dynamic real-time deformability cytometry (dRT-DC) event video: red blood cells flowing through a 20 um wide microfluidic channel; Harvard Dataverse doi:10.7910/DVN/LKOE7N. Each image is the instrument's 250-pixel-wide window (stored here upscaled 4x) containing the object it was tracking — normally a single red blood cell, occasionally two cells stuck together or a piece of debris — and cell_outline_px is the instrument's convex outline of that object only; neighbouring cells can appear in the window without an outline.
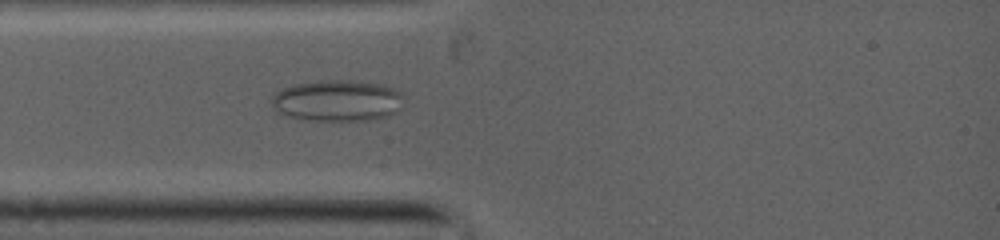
{"species": "common noctule bat (a hibernating species)", "species_latin": "Nyctalus noctula", "temperature_condition": "warm", "stored_images_in_passage": 38, "camera_frame_rate_fps": 5000, "um_per_image_px": 0.085, "animal": {"sex": "female", "body_mass_g": 19.0, "forearm_length_mm": 53.3}, "frame": {"image": 1, "passage_image": 11, "time_ms": 2.6, "image_size_px": [1000, 240], "cell_outline_px": [[396, 112], [384, 116], [364, 120], [312, 120], [288, 116], [280, 112], [272, 104], [272, 96], [276, 92], [284, 88], [300, 84], [348, 80], [384, 84], [392, 88], [396, 92]], "centroid_in_image_um": [28.59, 8.56], "position_along_channel_um": 56.4, "area_um2": 30.11}}
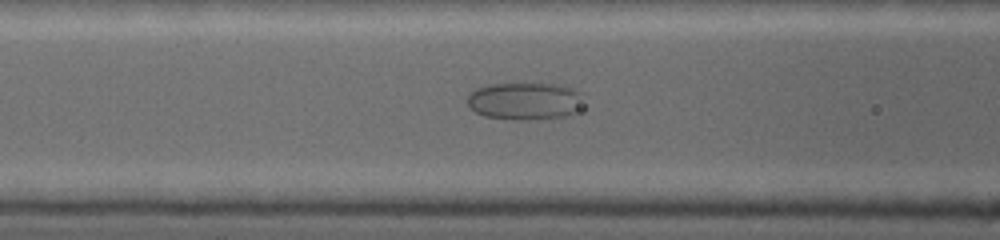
{"frame": {"image": 2, "passage_image": 18, "time_ms": 4.2, "image_size_px": [1000, 240], "cell_outline_px": [[576, 92], [572, 112], [564, 116], [488, 116], [476, 112], [468, 104], [468, 96], [472, 92], [480, 88], [496, 84], [544, 84], [564, 88]], "centroid_in_image_um": [44.4, 8.54], "position_along_channel_um": 122.2, "area_um2": 22.14}}
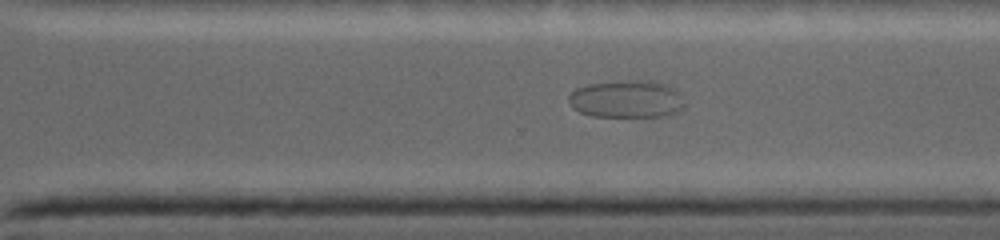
{"frame": {"image": 3, "passage_image": 37, "time_ms": 9.0, "image_size_px": [1000, 240], "cell_outline_px": [[684, 104], [680, 108], [672, 112], [660, 116], [592, 116], [580, 112], [572, 104], [568, 96], [576, 88], [592, 84], [660, 84], [668, 88]], "centroid_in_image_um": [53.12, 8.51], "position_along_channel_um": 317.5, "area_um2": 22.72}}